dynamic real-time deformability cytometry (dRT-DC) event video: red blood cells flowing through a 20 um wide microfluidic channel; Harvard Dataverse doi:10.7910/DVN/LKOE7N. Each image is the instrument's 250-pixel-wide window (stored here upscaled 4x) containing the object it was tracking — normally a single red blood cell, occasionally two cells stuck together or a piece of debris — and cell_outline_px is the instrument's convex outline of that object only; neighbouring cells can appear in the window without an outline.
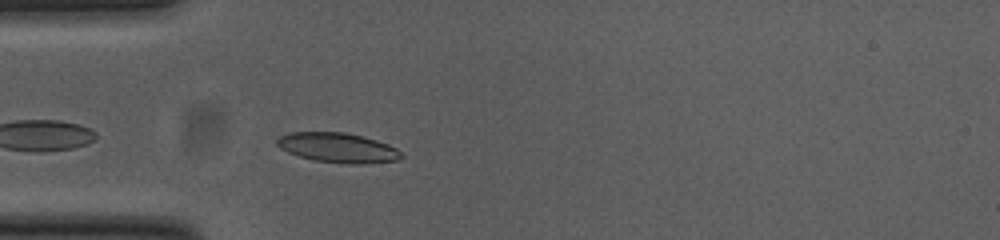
{"species": "common noctule bat (a hibernating species)", "species_latin": "Nyctalus noctula", "temperature_condition": "cold", "stored_images_in_passage": 32, "camera_frame_rate_fps": 3000, "um_per_image_px": 0.085, "animal": {"sex": "female", "body_mass_g": 23.0, "forearm_length_mm": 53.4}, "frame": {"image": 1, "passage_image": 4, "time_ms": 1.0, "image_size_px": [1000, 240], "cell_outline_px": [[404, 156], [396, 160], [360, 164], [348, 164], [316, 160], [300, 156], [288, 152], [280, 148], [276, 144], [276, 140], [280, 136], [288, 132], [344, 132], [364, 136], [388, 144], [396, 148]], "centroid_in_image_um": [28.71, 12.54], "position_along_channel_um": 56.3, "area_um2": 21.44}}
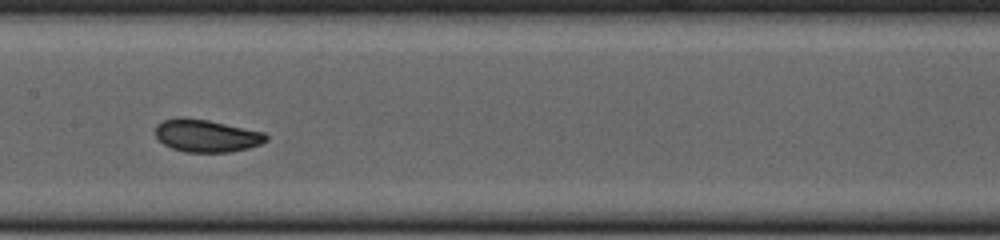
{"frame": {"image": 2, "passage_image": 15, "time_ms": 4.667, "image_size_px": [1000, 240], "cell_outline_px": [[268, 140], [260, 144], [248, 148], [228, 152], [184, 152], [172, 148], [164, 144], [156, 136], [156, 124], [164, 120], [180, 116], [208, 120], [264, 132], [268, 136]], "centroid_in_image_um": [17.54, 11.53], "position_along_channel_um": 189.9, "area_um2": 20.98}}
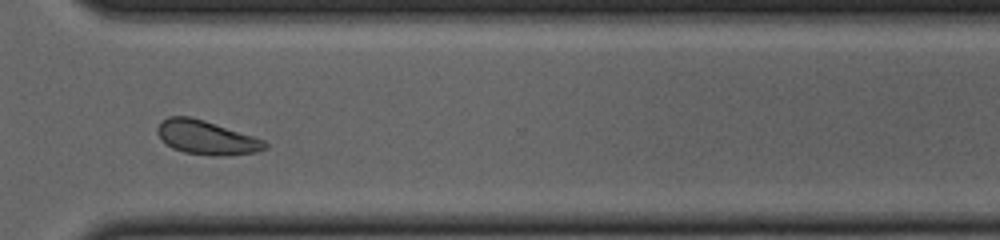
{"frame": {"image": 3, "passage_image": 28, "time_ms": 9.0, "image_size_px": [1000, 240], "cell_outline_px": [[268, 148], [256, 152], [224, 156], [212, 156], [184, 152], [172, 148], [156, 132], [156, 128], [160, 120], [168, 116], [188, 116], [204, 120], [264, 140], [268, 144]], "centroid_in_image_um": [17.53, 11.69], "position_along_channel_um": 353.1, "area_um2": 21.21}, "authors_computed_cell_mechanics": {"area_um2": 20.519, "velocity_mm_per_s": 3.7584, "shape_relaxation_time_tau1_ms": 2.4584, "shape_relaxation_time_tau2_ms": 2.5011, "deformation_change_tau1": 0.1072, "deformation_change_tau2": 0.0611}}